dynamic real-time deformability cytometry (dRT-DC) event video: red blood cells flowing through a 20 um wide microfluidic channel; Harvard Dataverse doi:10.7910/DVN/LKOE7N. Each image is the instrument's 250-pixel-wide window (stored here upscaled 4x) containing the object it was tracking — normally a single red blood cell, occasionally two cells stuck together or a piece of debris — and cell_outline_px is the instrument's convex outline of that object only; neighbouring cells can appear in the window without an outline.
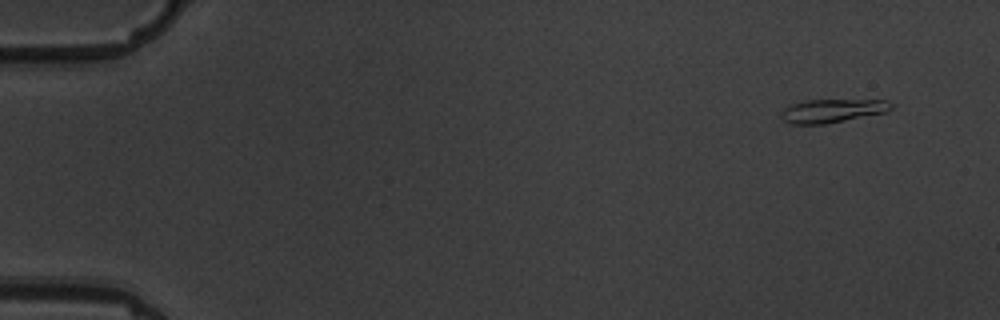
{"species": "common noctule bat (a hibernating species)", "species_latin": "Nyctalus noctula", "temperature_condition": "warm", "stored_images_in_passage": 5, "camera_frame_rate_fps": 3000, "um_per_image_px": 0.085, "animal": {"sex": "male", "body_mass_g": 19.5, "forearm_length_mm": 54.6}, "frame": {"image": 1, "passage_image": 1, "time_ms": 0.0, "image_size_px": [1000, 320], "cell_outline_px": [[892, 108], [884, 112], [824, 124], [792, 124], [784, 120], [780, 116], [780, 112], [788, 104], [804, 100], [888, 100], [892, 104]], "centroid_in_image_um": [70.67, 9.4], "position_along_channel_um": 14.3, "area_um2": 14.97}}
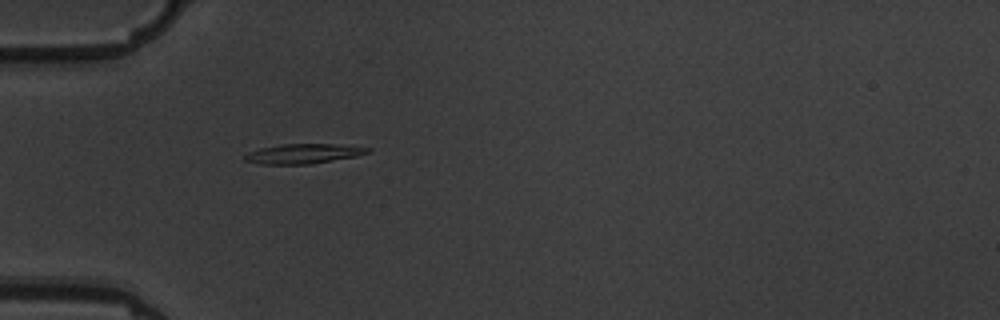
{"frame": {"image": 2, "passage_image": 5, "time_ms": 4.667, "image_size_px": [1000, 320], "cell_outline_px": [[372, 152], [356, 156], [312, 164], [260, 164], [244, 160], [244, 156], [248, 152], [260, 148], [284, 144], [332, 144], [372, 148]], "centroid_in_image_um": [25.8, 13.07], "position_along_channel_um": 59.2, "area_um2": 14.1}}